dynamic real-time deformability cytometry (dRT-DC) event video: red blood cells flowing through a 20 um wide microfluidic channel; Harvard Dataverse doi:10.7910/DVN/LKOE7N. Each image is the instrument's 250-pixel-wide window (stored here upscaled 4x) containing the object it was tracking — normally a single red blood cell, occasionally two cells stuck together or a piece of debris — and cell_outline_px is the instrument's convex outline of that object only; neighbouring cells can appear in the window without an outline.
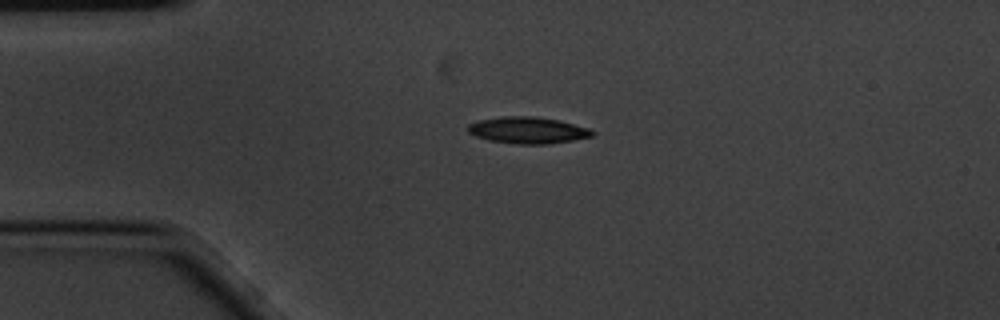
{"species": "common noctule bat (a hibernating species)", "species_latin": "Nyctalus noctula", "temperature_condition": "cold", "stored_images_in_passage": 3, "camera_frame_rate_fps": 3000, "um_per_image_px": 0.085, "animal": {"sex": "male", "body_mass_g": 20.1, "forearm_length_mm": 53.5}, "frame": {"image": 1, "passage_image": 1, "time_ms": 0.0, "image_size_px": [1000, 320], "cell_outline_px": [[596, 132], [592, 136], [572, 140], [548, 144], [516, 144], [488, 140], [476, 136], [468, 132], [468, 124], [480, 120], [504, 116], [536, 116], [560, 120], [588, 128]], "centroid_in_image_um": [44.87, 11.06], "position_along_channel_um": 40.1, "area_um2": 19.25}}
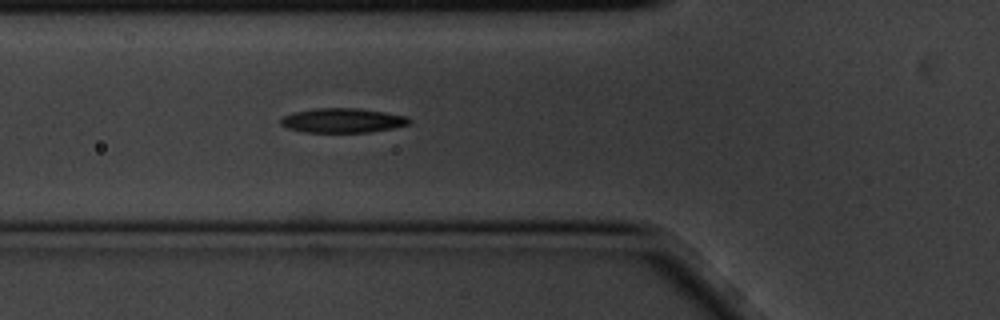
{"frame": {"image": 2, "passage_image": 3, "time_ms": 0.667, "image_size_px": [1000, 320], "cell_outline_px": [[412, 124], [392, 128], [368, 132], [304, 132], [288, 128], [280, 124], [280, 120], [284, 116], [292, 112], [316, 108], [360, 108], [408, 116], [412, 120]], "centroid_in_image_um": [29.15, 10.23], "position_along_channel_um": 96.7, "area_um2": 18.44}}